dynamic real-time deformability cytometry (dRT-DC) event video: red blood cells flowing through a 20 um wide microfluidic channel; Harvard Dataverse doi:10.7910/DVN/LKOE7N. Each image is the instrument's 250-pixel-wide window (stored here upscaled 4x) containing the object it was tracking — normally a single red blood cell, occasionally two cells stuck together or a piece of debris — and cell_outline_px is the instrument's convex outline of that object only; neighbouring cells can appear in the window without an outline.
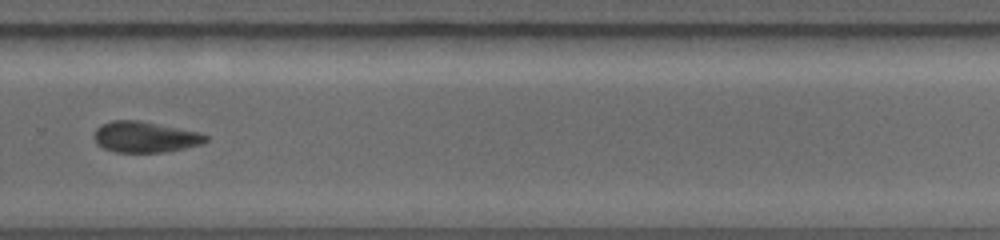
{"species": "common noctule bat (a hibernating species)", "species_latin": "Nyctalus noctula", "temperature_condition": "warm", "stored_images_in_passage": 17, "camera_frame_rate_fps": 5000, "um_per_image_px": 0.085, "animal": {"sex": "female", "body_mass_g": 19.0, "forearm_length_mm": 56.7}, "frame": {"image": 1, "passage_image": 12, "time_ms": 5.4, "image_size_px": [1000, 240], "cell_outline_px": [[208, 140], [200, 144], [168, 152], [116, 152], [104, 148], [96, 144], [92, 136], [96, 128], [100, 124], [112, 120], [140, 120], [200, 132], [208, 136]], "centroid_in_image_um": [12.3, 11.63], "position_along_channel_um": 317.5, "area_um2": 20.35}}